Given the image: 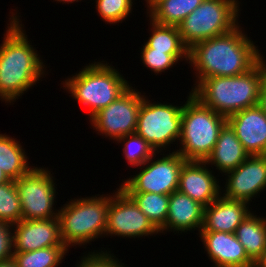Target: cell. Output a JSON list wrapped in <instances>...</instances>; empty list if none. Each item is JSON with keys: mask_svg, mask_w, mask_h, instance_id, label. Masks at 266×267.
Instances as JSON below:
<instances>
[{"mask_svg": "<svg viewBox=\"0 0 266 267\" xmlns=\"http://www.w3.org/2000/svg\"><path fill=\"white\" fill-rule=\"evenodd\" d=\"M238 25L229 33L206 39L188 51L198 84L209 77L236 76L248 72L263 56Z\"/></svg>", "mask_w": 266, "mask_h": 267, "instance_id": "6da1fadb", "label": "cell"}, {"mask_svg": "<svg viewBox=\"0 0 266 267\" xmlns=\"http://www.w3.org/2000/svg\"><path fill=\"white\" fill-rule=\"evenodd\" d=\"M19 17L12 12L0 45V99L6 103L16 101L45 74L44 62L30 45Z\"/></svg>", "mask_w": 266, "mask_h": 267, "instance_id": "7a4b0ae2", "label": "cell"}, {"mask_svg": "<svg viewBox=\"0 0 266 267\" xmlns=\"http://www.w3.org/2000/svg\"><path fill=\"white\" fill-rule=\"evenodd\" d=\"M265 77L266 60L262 57L246 73L205 78L191 92L202 104L228 117L258 104Z\"/></svg>", "mask_w": 266, "mask_h": 267, "instance_id": "3957f363", "label": "cell"}, {"mask_svg": "<svg viewBox=\"0 0 266 267\" xmlns=\"http://www.w3.org/2000/svg\"><path fill=\"white\" fill-rule=\"evenodd\" d=\"M227 117L202 104L192 92L182 108V128L177 153L186 161H205L212 152Z\"/></svg>", "mask_w": 266, "mask_h": 267, "instance_id": "277c9868", "label": "cell"}, {"mask_svg": "<svg viewBox=\"0 0 266 267\" xmlns=\"http://www.w3.org/2000/svg\"><path fill=\"white\" fill-rule=\"evenodd\" d=\"M94 62L62 82L64 89L89 109V118L115 101L130 85L113 66Z\"/></svg>", "mask_w": 266, "mask_h": 267, "instance_id": "5b68a950", "label": "cell"}, {"mask_svg": "<svg viewBox=\"0 0 266 267\" xmlns=\"http://www.w3.org/2000/svg\"><path fill=\"white\" fill-rule=\"evenodd\" d=\"M98 196L73 199L58 211L60 235L67 248L105 235L111 195Z\"/></svg>", "mask_w": 266, "mask_h": 267, "instance_id": "8992f818", "label": "cell"}, {"mask_svg": "<svg viewBox=\"0 0 266 267\" xmlns=\"http://www.w3.org/2000/svg\"><path fill=\"white\" fill-rule=\"evenodd\" d=\"M238 0H203L178 25L184 45L190 49L198 42L229 33L236 28L239 15Z\"/></svg>", "mask_w": 266, "mask_h": 267, "instance_id": "52a82bcc", "label": "cell"}, {"mask_svg": "<svg viewBox=\"0 0 266 267\" xmlns=\"http://www.w3.org/2000/svg\"><path fill=\"white\" fill-rule=\"evenodd\" d=\"M182 108L183 105L152 103L143 95L135 133L141 136L155 153L161 152L162 148L165 149L180 140Z\"/></svg>", "mask_w": 266, "mask_h": 267, "instance_id": "ba28073f", "label": "cell"}, {"mask_svg": "<svg viewBox=\"0 0 266 267\" xmlns=\"http://www.w3.org/2000/svg\"><path fill=\"white\" fill-rule=\"evenodd\" d=\"M48 168L33 167L15 180L22 208V220H44L58 217L54 211L56 189Z\"/></svg>", "mask_w": 266, "mask_h": 267, "instance_id": "9c48e42d", "label": "cell"}, {"mask_svg": "<svg viewBox=\"0 0 266 267\" xmlns=\"http://www.w3.org/2000/svg\"><path fill=\"white\" fill-rule=\"evenodd\" d=\"M165 155L156 160L155 153L140 166L139 169L143 170L130 177L131 179L125 180L119 187L125 192H151L165 195L177 191L180 171L186 160L176 150Z\"/></svg>", "mask_w": 266, "mask_h": 267, "instance_id": "30bf717a", "label": "cell"}, {"mask_svg": "<svg viewBox=\"0 0 266 267\" xmlns=\"http://www.w3.org/2000/svg\"><path fill=\"white\" fill-rule=\"evenodd\" d=\"M130 85L107 107L90 118L91 125L103 136L117 141L120 137L134 134L143 95Z\"/></svg>", "mask_w": 266, "mask_h": 267, "instance_id": "8fae6325", "label": "cell"}, {"mask_svg": "<svg viewBox=\"0 0 266 267\" xmlns=\"http://www.w3.org/2000/svg\"><path fill=\"white\" fill-rule=\"evenodd\" d=\"M159 230L120 187L111 195L107 213L106 235L134 238L153 236Z\"/></svg>", "mask_w": 266, "mask_h": 267, "instance_id": "7c38bea8", "label": "cell"}, {"mask_svg": "<svg viewBox=\"0 0 266 267\" xmlns=\"http://www.w3.org/2000/svg\"><path fill=\"white\" fill-rule=\"evenodd\" d=\"M225 175L227 180L222 196L229 200L244 201L249 205L251 199L266 188V155L249 156Z\"/></svg>", "mask_w": 266, "mask_h": 267, "instance_id": "4fadbf2b", "label": "cell"}, {"mask_svg": "<svg viewBox=\"0 0 266 267\" xmlns=\"http://www.w3.org/2000/svg\"><path fill=\"white\" fill-rule=\"evenodd\" d=\"M53 246H65L60 235L58 217L20 220L13 224L14 252H29Z\"/></svg>", "mask_w": 266, "mask_h": 267, "instance_id": "5bb4252c", "label": "cell"}, {"mask_svg": "<svg viewBox=\"0 0 266 267\" xmlns=\"http://www.w3.org/2000/svg\"><path fill=\"white\" fill-rule=\"evenodd\" d=\"M249 156L266 155V112L257 104L227 117Z\"/></svg>", "mask_w": 266, "mask_h": 267, "instance_id": "9a60e30c", "label": "cell"}, {"mask_svg": "<svg viewBox=\"0 0 266 267\" xmlns=\"http://www.w3.org/2000/svg\"><path fill=\"white\" fill-rule=\"evenodd\" d=\"M204 165V166H203ZM204 161H186L180 171L178 191L204 207L214 202L222 190Z\"/></svg>", "mask_w": 266, "mask_h": 267, "instance_id": "2e32d148", "label": "cell"}, {"mask_svg": "<svg viewBox=\"0 0 266 267\" xmlns=\"http://www.w3.org/2000/svg\"><path fill=\"white\" fill-rule=\"evenodd\" d=\"M199 235L209 259L215 264L213 267L254 266L235 233L200 231Z\"/></svg>", "mask_w": 266, "mask_h": 267, "instance_id": "e0dca14e", "label": "cell"}, {"mask_svg": "<svg viewBox=\"0 0 266 267\" xmlns=\"http://www.w3.org/2000/svg\"><path fill=\"white\" fill-rule=\"evenodd\" d=\"M247 204L220 195L214 202L204 207L203 225L200 231L235 233L236 228L251 213Z\"/></svg>", "mask_w": 266, "mask_h": 267, "instance_id": "ac0fdd59", "label": "cell"}, {"mask_svg": "<svg viewBox=\"0 0 266 267\" xmlns=\"http://www.w3.org/2000/svg\"><path fill=\"white\" fill-rule=\"evenodd\" d=\"M204 206L181 192L174 191L169 195L168 216L165 225L159 230L187 232L197 229L200 232L203 225Z\"/></svg>", "mask_w": 266, "mask_h": 267, "instance_id": "d6986e66", "label": "cell"}, {"mask_svg": "<svg viewBox=\"0 0 266 267\" xmlns=\"http://www.w3.org/2000/svg\"><path fill=\"white\" fill-rule=\"evenodd\" d=\"M249 157L235 131L228 123L220 130L218 140L210 155L204 161L214 165L220 173L236 169Z\"/></svg>", "mask_w": 266, "mask_h": 267, "instance_id": "ffe728a7", "label": "cell"}, {"mask_svg": "<svg viewBox=\"0 0 266 267\" xmlns=\"http://www.w3.org/2000/svg\"><path fill=\"white\" fill-rule=\"evenodd\" d=\"M250 213L236 228L235 236L254 262L266 249V217Z\"/></svg>", "mask_w": 266, "mask_h": 267, "instance_id": "44dd1931", "label": "cell"}, {"mask_svg": "<svg viewBox=\"0 0 266 267\" xmlns=\"http://www.w3.org/2000/svg\"><path fill=\"white\" fill-rule=\"evenodd\" d=\"M203 0H157L148 10L157 24L178 26Z\"/></svg>", "mask_w": 266, "mask_h": 267, "instance_id": "7402d4cb", "label": "cell"}, {"mask_svg": "<svg viewBox=\"0 0 266 267\" xmlns=\"http://www.w3.org/2000/svg\"><path fill=\"white\" fill-rule=\"evenodd\" d=\"M27 159L21 143L9 135L0 134V169L11 180L19 179L33 168Z\"/></svg>", "mask_w": 266, "mask_h": 267, "instance_id": "603a6c76", "label": "cell"}, {"mask_svg": "<svg viewBox=\"0 0 266 267\" xmlns=\"http://www.w3.org/2000/svg\"><path fill=\"white\" fill-rule=\"evenodd\" d=\"M150 20L152 34L146 44L154 51H166L167 54H188L178 26L161 25Z\"/></svg>", "mask_w": 266, "mask_h": 267, "instance_id": "cb8c5ba5", "label": "cell"}, {"mask_svg": "<svg viewBox=\"0 0 266 267\" xmlns=\"http://www.w3.org/2000/svg\"><path fill=\"white\" fill-rule=\"evenodd\" d=\"M126 193L158 230L165 225L168 216L169 195L151 192Z\"/></svg>", "mask_w": 266, "mask_h": 267, "instance_id": "d4e9b609", "label": "cell"}, {"mask_svg": "<svg viewBox=\"0 0 266 267\" xmlns=\"http://www.w3.org/2000/svg\"><path fill=\"white\" fill-rule=\"evenodd\" d=\"M68 252L66 246H53L29 252H14L18 267H58Z\"/></svg>", "mask_w": 266, "mask_h": 267, "instance_id": "484cf974", "label": "cell"}, {"mask_svg": "<svg viewBox=\"0 0 266 267\" xmlns=\"http://www.w3.org/2000/svg\"><path fill=\"white\" fill-rule=\"evenodd\" d=\"M22 220V208L15 180L0 185V221L11 224Z\"/></svg>", "mask_w": 266, "mask_h": 267, "instance_id": "4316f807", "label": "cell"}, {"mask_svg": "<svg viewBox=\"0 0 266 267\" xmlns=\"http://www.w3.org/2000/svg\"><path fill=\"white\" fill-rule=\"evenodd\" d=\"M124 143L123 153L130 166H142L148 161L155 151L136 133L120 137L117 142Z\"/></svg>", "mask_w": 266, "mask_h": 267, "instance_id": "83f0119b", "label": "cell"}, {"mask_svg": "<svg viewBox=\"0 0 266 267\" xmlns=\"http://www.w3.org/2000/svg\"><path fill=\"white\" fill-rule=\"evenodd\" d=\"M141 50V58L143 64H145L144 66L156 74H162L161 72L169 70L181 59L188 61V54H167L166 51H154L146 43Z\"/></svg>", "mask_w": 266, "mask_h": 267, "instance_id": "f1b7e54d", "label": "cell"}, {"mask_svg": "<svg viewBox=\"0 0 266 267\" xmlns=\"http://www.w3.org/2000/svg\"><path fill=\"white\" fill-rule=\"evenodd\" d=\"M99 16L107 24H116L125 20L132 12L133 0H95Z\"/></svg>", "mask_w": 266, "mask_h": 267, "instance_id": "f546056e", "label": "cell"}, {"mask_svg": "<svg viewBox=\"0 0 266 267\" xmlns=\"http://www.w3.org/2000/svg\"><path fill=\"white\" fill-rule=\"evenodd\" d=\"M109 252V253H108ZM101 251L95 253L89 252L84 256L80 262L76 265L77 267H125L124 263H121L114 254L110 251Z\"/></svg>", "mask_w": 266, "mask_h": 267, "instance_id": "4dcf8cb0", "label": "cell"}, {"mask_svg": "<svg viewBox=\"0 0 266 267\" xmlns=\"http://www.w3.org/2000/svg\"><path fill=\"white\" fill-rule=\"evenodd\" d=\"M13 224L0 221V262L13 258Z\"/></svg>", "mask_w": 266, "mask_h": 267, "instance_id": "1f68e13d", "label": "cell"}, {"mask_svg": "<svg viewBox=\"0 0 266 267\" xmlns=\"http://www.w3.org/2000/svg\"><path fill=\"white\" fill-rule=\"evenodd\" d=\"M258 105L266 112V77L261 84Z\"/></svg>", "mask_w": 266, "mask_h": 267, "instance_id": "d6a6232c", "label": "cell"}, {"mask_svg": "<svg viewBox=\"0 0 266 267\" xmlns=\"http://www.w3.org/2000/svg\"><path fill=\"white\" fill-rule=\"evenodd\" d=\"M253 267H266V249L262 254L254 261Z\"/></svg>", "mask_w": 266, "mask_h": 267, "instance_id": "836d02e7", "label": "cell"}, {"mask_svg": "<svg viewBox=\"0 0 266 267\" xmlns=\"http://www.w3.org/2000/svg\"><path fill=\"white\" fill-rule=\"evenodd\" d=\"M0 267H18L16 261L12 258L7 261L0 262Z\"/></svg>", "mask_w": 266, "mask_h": 267, "instance_id": "e575fe53", "label": "cell"}, {"mask_svg": "<svg viewBox=\"0 0 266 267\" xmlns=\"http://www.w3.org/2000/svg\"><path fill=\"white\" fill-rule=\"evenodd\" d=\"M10 181L11 179L8 177V175L3 171V169H0V185Z\"/></svg>", "mask_w": 266, "mask_h": 267, "instance_id": "d590c367", "label": "cell"}, {"mask_svg": "<svg viewBox=\"0 0 266 267\" xmlns=\"http://www.w3.org/2000/svg\"><path fill=\"white\" fill-rule=\"evenodd\" d=\"M55 1H59V2H63V3H72V2H79L78 0H55Z\"/></svg>", "mask_w": 266, "mask_h": 267, "instance_id": "8d00e7d4", "label": "cell"}, {"mask_svg": "<svg viewBox=\"0 0 266 267\" xmlns=\"http://www.w3.org/2000/svg\"><path fill=\"white\" fill-rule=\"evenodd\" d=\"M157 0H148L147 1V8L149 9ZM149 4V5H148Z\"/></svg>", "mask_w": 266, "mask_h": 267, "instance_id": "74e56055", "label": "cell"}]
</instances>
